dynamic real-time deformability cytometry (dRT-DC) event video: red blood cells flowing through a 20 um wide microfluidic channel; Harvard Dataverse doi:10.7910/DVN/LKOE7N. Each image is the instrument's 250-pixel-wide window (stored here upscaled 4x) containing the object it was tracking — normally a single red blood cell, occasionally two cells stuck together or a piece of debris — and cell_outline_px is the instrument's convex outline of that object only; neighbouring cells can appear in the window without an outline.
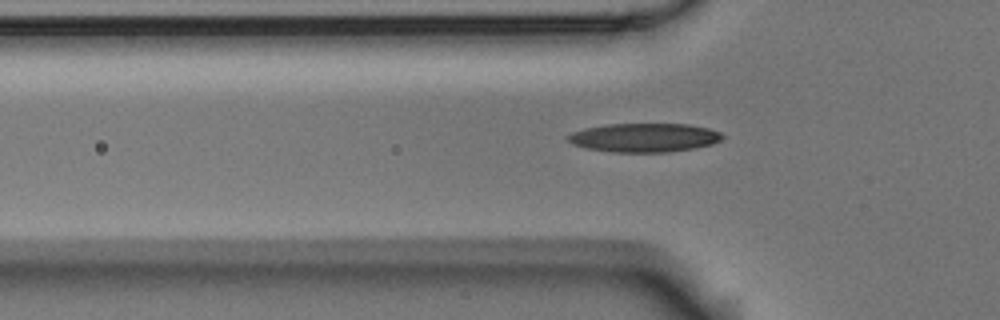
{"species": "Egyptian fruit bat (a non-hibernating species)", "species_latin": "Rousettus aegyptiacus", "temperature_condition": "room temperature", "stored_images_in_passage": 51, "camera_frame_rate_fps": 3000, "um_per_image_px": 0.085, "animal": {"sex": "male"}, "frame": {"image": 1, "passage_image": 17, "time_ms": 5.333, "image_size_px": [1000, 320], "cell_outline_px": [[724, 136], [720, 140], [712, 144], [696, 148], [668, 152], [612, 152], [584, 148], [572, 144], [564, 140], [564, 136], [572, 132], [584, 128], [608, 124], [688, 124], [708, 128], [720, 132]], "centroid_in_image_um": [54.7, 11.7], "position_along_channel_um": 71.1, "area_um2": 26.24}}
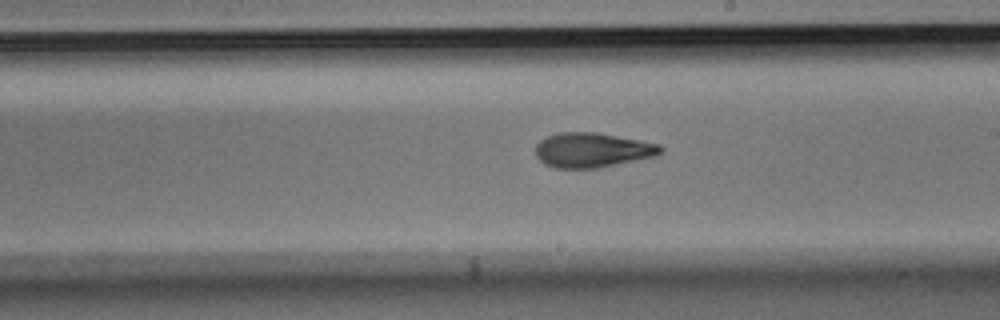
{"frame": {"image": 2, "passage_image": 31, "time_ms": 10.0, "image_size_px": [1000, 320], "cell_outline_px": [[664, 152], [656, 156], [596, 168], [556, 168], [544, 164], [536, 156], [536, 144], [540, 140], [548, 136], [560, 132], [596, 132], [640, 140], [660, 144], [664, 148]], "centroid_in_image_um": [50.36, 12.75], "position_along_channel_um": 238.6, "area_um2": 25.32}}
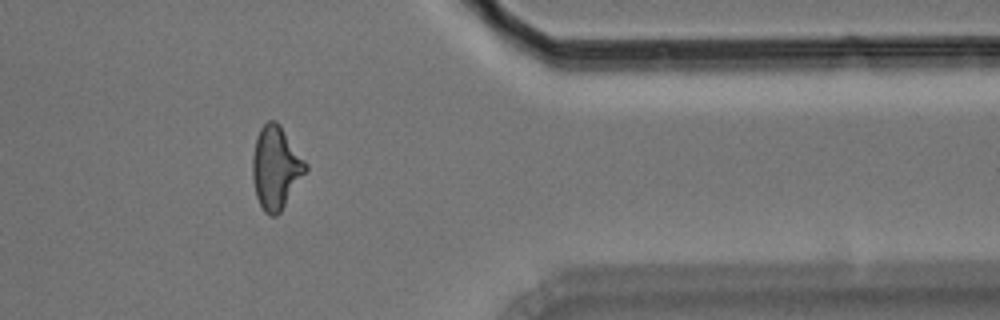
{"frame": {"image": 3, "passage_image": 45, "time_ms": 14.667, "image_size_px": [1000, 320], "cell_outline_px": [[308, 168], [280, 212], [276, 216], [272, 216], [264, 212], [256, 196], [252, 176], [252, 156], [256, 136], [260, 128], [268, 120], [276, 120], [280, 124], [308, 164]], "centroid_in_image_um": [23.43, 14.22], "position_along_channel_um": 388.0, "area_um2": 25.61}, "authors_computed_cell_mechanics": {"area_um2": 24.7384, "velocity_mm_per_s": 3.5709, "shape_relaxation_time_tau1_ms": 6.9686, "shape_relaxation_time_tau2_ms": 2.7328, "deformation_change_tau1": 0.1919, "deformation_change_tau2": 0.1146}}